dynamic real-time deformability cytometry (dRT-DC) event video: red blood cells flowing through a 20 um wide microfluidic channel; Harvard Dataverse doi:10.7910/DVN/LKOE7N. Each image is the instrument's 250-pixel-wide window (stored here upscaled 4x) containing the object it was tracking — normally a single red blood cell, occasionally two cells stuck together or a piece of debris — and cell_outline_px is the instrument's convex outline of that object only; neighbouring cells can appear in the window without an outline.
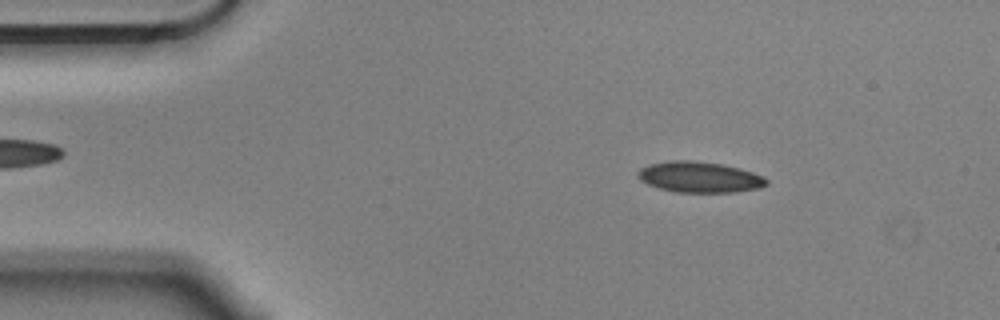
{"species": "Egyptian fruit bat (a non-hibernating species)", "species_latin": "Rousettus aegyptiacus", "temperature_condition": "cold", "stored_images_in_passage": 54, "camera_frame_rate_fps": 3000, "um_per_image_px": 0.085, "animal": {"sex": "male"}, "frame": {"image": 1, "passage_image": 7, "time_ms": 2.0, "image_size_px": [1000, 320], "cell_outline_px": [[768, 184], [760, 188], [736, 192], [676, 192], [656, 188], [640, 180], [636, 176], [636, 172], [640, 168], [648, 164], [668, 160], [692, 160], [720, 164], [740, 168], [764, 176], [768, 180]], "centroid_in_image_um": [59.43, 15.05], "position_along_channel_um": 25.6, "area_um2": 23.41}}
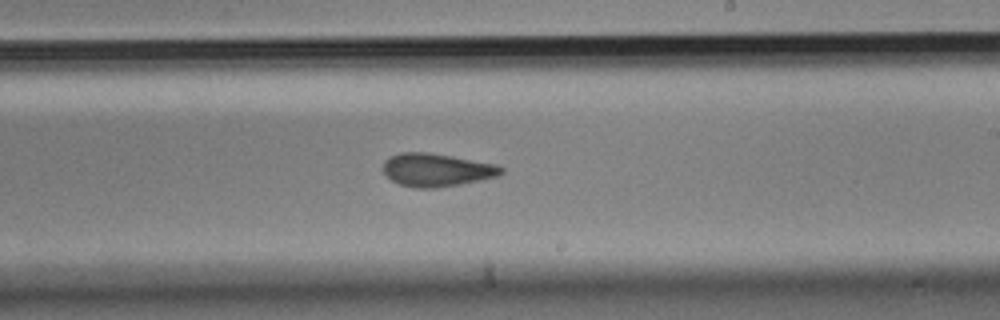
{"frame": {"image": 2, "passage_image": 31, "time_ms": 10.0, "image_size_px": [1000, 320], "cell_outline_px": [[504, 172], [496, 176], [480, 180], [460, 184], [436, 188], [412, 188], [400, 184], [392, 180], [384, 172], [384, 160], [388, 156], [400, 152], [424, 152], [496, 164], [504, 168]], "centroid_in_image_um": [37.08, 14.45], "position_along_channel_um": 251.9, "area_um2": 22.54}}
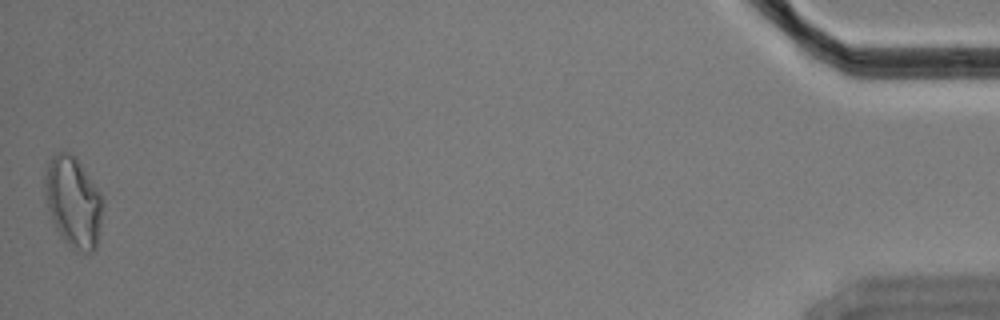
{"frame": {"image": 3, "passage_image": 54, "time_ms": 17.667, "image_size_px": [1000, 320], "cell_outline_px": [[104, 208], [96, 248], [92, 252], [76, 252], [64, 240], [56, 228], [48, 208], [44, 196], [44, 176], [48, 164], [52, 156], [56, 152], [68, 152], [76, 156], [100, 192], [104, 200]], "centroid_in_image_um": [6.25, 17.16], "position_along_channel_um": 429.0, "area_um2": 30.92}, "authors_computed_cell_mechanics": {"area_um2": 23.0622, "velocity_mm_per_s": 3.5565, "shape_relaxation_time_tau1_ms": null, "shape_relaxation_time_tau2_ms": 2.771, "deformation_change_tau1": null, "deformation_change_tau2": 0.0932}}